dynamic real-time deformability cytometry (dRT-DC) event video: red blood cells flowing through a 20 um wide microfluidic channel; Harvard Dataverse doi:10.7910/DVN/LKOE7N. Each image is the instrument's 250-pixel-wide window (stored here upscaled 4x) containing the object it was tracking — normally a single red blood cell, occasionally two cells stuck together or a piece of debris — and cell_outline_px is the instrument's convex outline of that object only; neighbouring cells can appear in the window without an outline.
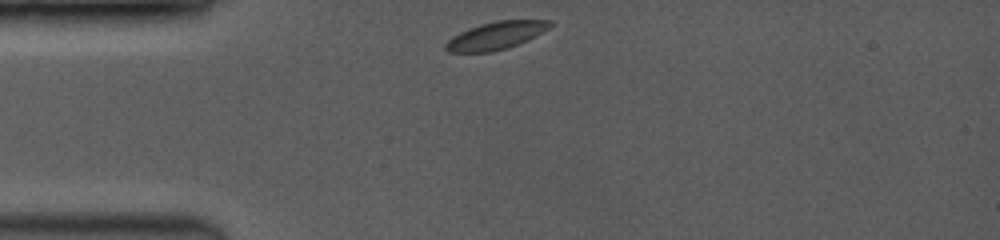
{"species": "common noctule bat (a hibernating species)", "species_latin": "Nyctalus noctula", "temperature_condition": "room temperature", "stored_images_in_passage": 59, "camera_frame_rate_fps": 3500, "um_per_image_px": 0.085, "animal": {"sex": "female", "body_mass_g": 19.0, "forearm_length_mm": 53.3}, "frame": {"image": 1, "passage_image": 1, "time_ms": 0.0, "image_size_px": [1000, 240], "cell_outline_px": [[552, 24], [548, 28], [528, 40], [508, 48], [492, 52], [448, 52], [444, 48], [444, 44], [452, 36], [468, 28], [480, 24], [496, 20], [552, 20]], "centroid_in_image_um": [42.12, 3.03], "position_along_channel_um": 42.9, "area_um2": 16.88}}
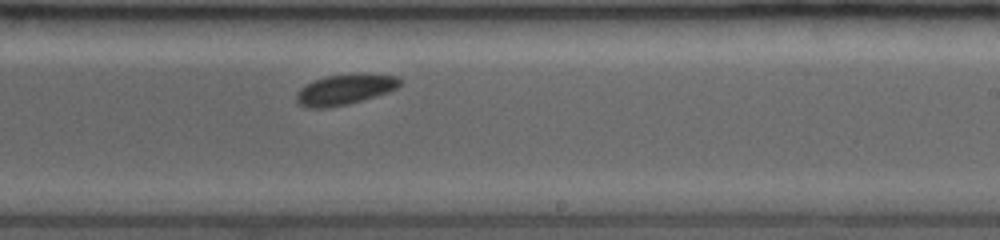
{"frame": {"image": 2, "passage_image": 36, "time_ms": 6.0, "image_size_px": [1000, 240], "cell_outline_px": [[400, 84], [396, 88], [388, 92], [348, 104], [328, 108], [308, 108], [300, 104], [296, 100], [296, 92], [300, 88], [324, 76], [396, 76], [400, 80]], "centroid_in_image_um": [29.23, 7.67], "position_along_channel_um": 259.8, "area_um2": 17.4}}
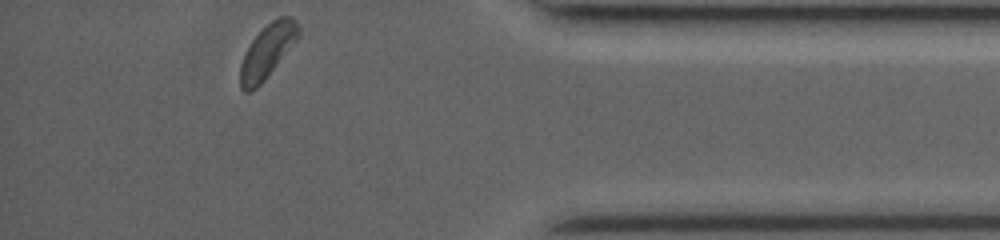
{"frame": {"image": 3, "passage_image": 59, "time_ms": 10.286, "image_size_px": [1000, 240], "cell_outline_px": [[300, 36], [264, 80], [256, 88], [248, 92], [244, 92], [240, 88], [240, 64], [252, 40], [272, 20], [280, 16], [292, 16], [296, 20], [300, 28]], "centroid_in_image_um": [22.75, 4.34], "position_along_channel_um": 412.5, "area_um2": 17.92}, "authors_computed_cell_mechanics": {"area_um2": 18.0336, "velocity_mm_per_s": 3.9957, "shape_relaxation_time_tau1_ms": 0.858, "shape_relaxation_time_tau2_ms": 10.7796, "deformation_change_tau1": 0.0659, "deformation_change_tau2": 0.0977}}